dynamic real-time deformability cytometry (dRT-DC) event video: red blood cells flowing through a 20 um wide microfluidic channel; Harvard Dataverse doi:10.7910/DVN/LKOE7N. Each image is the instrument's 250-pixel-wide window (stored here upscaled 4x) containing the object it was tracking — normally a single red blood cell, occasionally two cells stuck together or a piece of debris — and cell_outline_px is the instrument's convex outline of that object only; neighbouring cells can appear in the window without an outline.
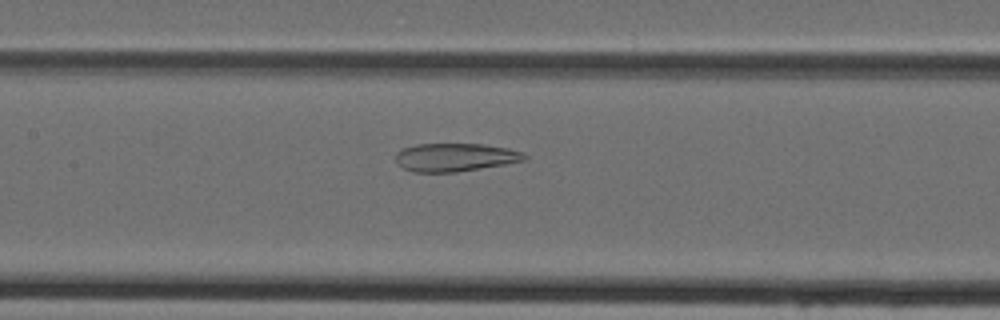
{"species": "Egyptian fruit bat (a non-hibernating species)", "species_latin": "Rousettus aegyptiacus", "temperature_condition": "cold", "stored_images_in_passage": 47, "camera_frame_rate_fps": 3000, "um_per_image_px": 0.085, "animal": {"sex": "female"}, "frame": {"image": 1, "passage_image": 22, "time_ms": 7.0, "image_size_px": [1000, 320], "cell_outline_px": [[528, 160], [456, 172], [412, 172], [404, 168], [396, 160], [396, 152], [404, 148], [416, 144], [484, 144], [508, 148], [524, 152], [528, 156]], "centroid_in_image_um": [38.73, 13.36], "position_along_channel_um": 168.7, "area_um2": 21.15}}
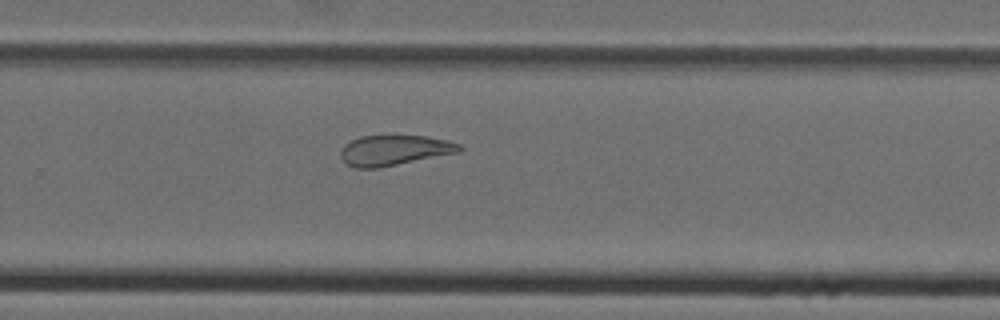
{"frame": {"image": 2, "passage_image": 31, "time_ms": 10.0, "image_size_px": [1000, 320], "cell_outline_px": [[464, 148], [460, 152], [376, 168], [356, 168], [348, 164], [340, 156], [340, 152], [344, 144], [360, 136], [384, 132], [424, 136], [448, 140], [460, 144]], "centroid_in_image_um": [33.51, 12.71], "position_along_channel_um": 296.3, "area_um2": 21.68}}
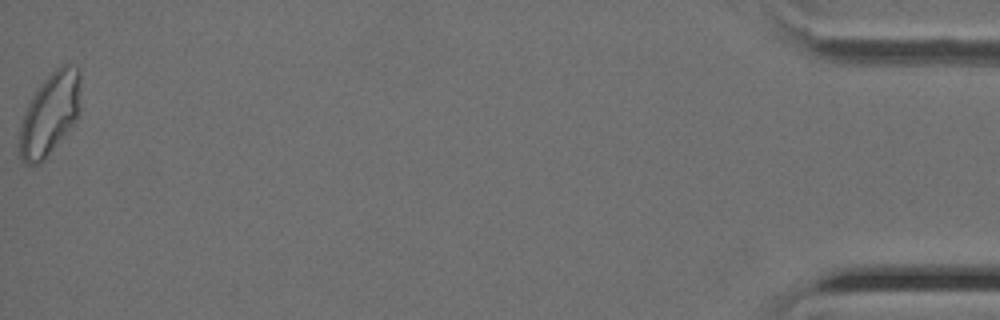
{"frame": {"image": 3, "passage_image": 47, "time_ms": 15.333, "image_size_px": [1000, 320], "cell_outline_px": [[80, 112], [44, 160], [40, 164], [24, 164], [20, 160], [20, 124], [28, 104], [32, 96], [40, 84], [60, 64], [68, 64], [80, 68]], "centroid_in_image_um": [4.24, 9.65], "position_along_channel_um": 431.0, "area_um2": 28.9}}